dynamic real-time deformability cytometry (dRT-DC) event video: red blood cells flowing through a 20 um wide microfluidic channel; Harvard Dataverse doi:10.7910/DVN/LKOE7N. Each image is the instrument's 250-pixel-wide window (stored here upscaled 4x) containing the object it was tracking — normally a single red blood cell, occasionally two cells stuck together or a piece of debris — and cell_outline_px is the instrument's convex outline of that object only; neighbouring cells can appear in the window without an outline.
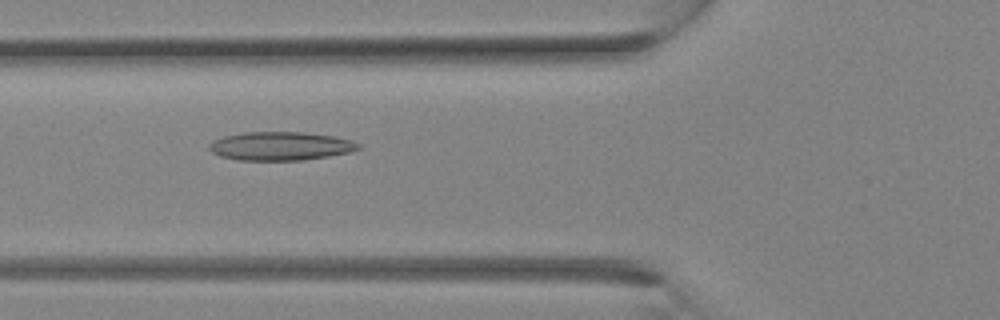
{"species": "Egyptian fruit bat (a non-hibernating species)", "species_latin": "Rousettus aegyptiacus", "temperature_condition": "room temperature", "stored_images_in_passage": 30, "camera_frame_rate_fps": 3000, "um_per_image_px": 0.085, "animal": {"sex": "female"}, "frame": {"image": 1, "passage_image": 10, "time_ms": 3.0, "image_size_px": [1000, 320], "cell_outline_px": [[360, 148], [348, 152], [328, 156], [304, 160], [236, 160], [220, 156], [212, 152], [208, 148], [208, 144], [224, 136], [244, 132], [304, 132], [332, 136], [352, 140], [360, 144]], "centroid_in_image_um": [23.82, 12.42], "position_along_channel_um": 102.0, "area_um2": 24.74}}
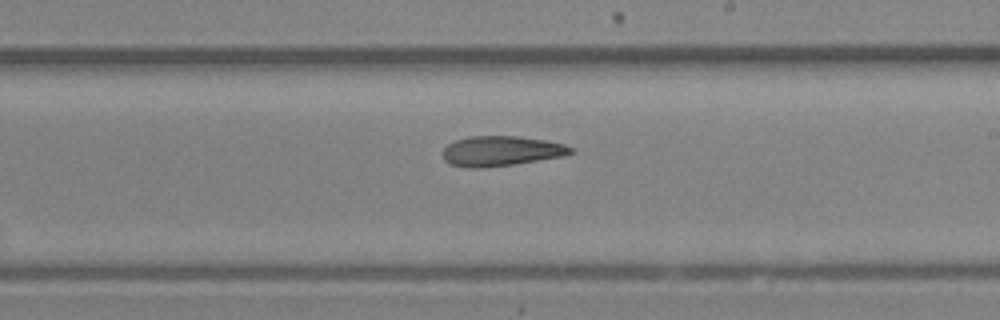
{"frame": {"image": 2, "passage_image": 17, "time_ms": 5.333, "image_size_px": [1000, 320], "cell_outline_px": [[576, 152], [564, 156], [512, 164], [484, 168], [472, 168], [448, 164], [444, 160], [440, 152], [448, 144], [456, 140], [468, 136], [516, 136], [544, 140], [564, 144], [572, 148]], "centroid_in_image_um": [42.55, 12.84], "position_along_channel_um": 246.4, "area_um2": 22.48}}
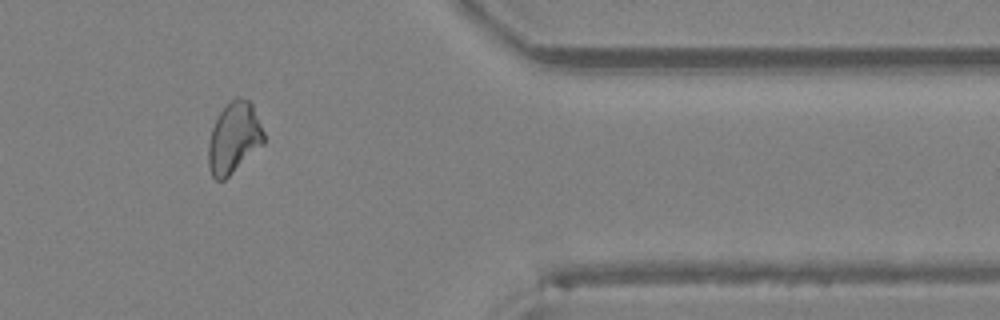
{"frame": {"image": 3, "passage_image": 25, "time_ms": 8.0, "image_size_px": [1000, 320], "cell_outline_px": [[264, 144], [224, 180], [216, 180], [212, 176], [208, 168], [208, 144], [212, 128], [220, 112], [236, 96], [248, 100], [252, 104], [264, 132]], "centroid_in_image_um": [19.88, 11.74], "position_along_channel_um": 391.5, "area_um2": 22.77}}